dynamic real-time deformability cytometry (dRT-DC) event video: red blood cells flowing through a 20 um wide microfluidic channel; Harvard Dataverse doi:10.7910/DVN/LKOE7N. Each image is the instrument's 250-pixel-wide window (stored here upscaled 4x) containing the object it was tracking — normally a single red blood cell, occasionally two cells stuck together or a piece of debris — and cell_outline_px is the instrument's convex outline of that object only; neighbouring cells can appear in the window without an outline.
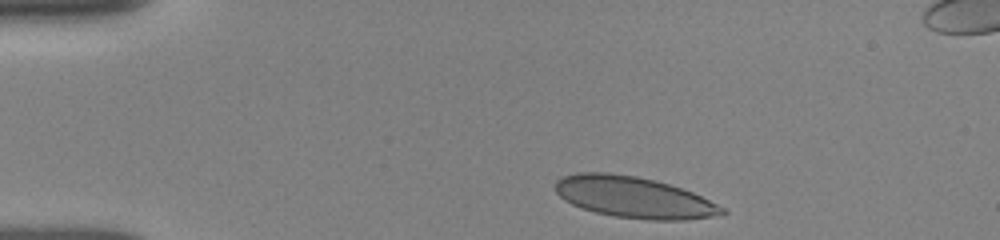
{"species": "human", "species_latin": "Homo sapiens", "temperature_condition": "room temperature", "stored_images_in_passage": 8, "camera_frame_rate_fps": 3000, "um_per_image_px": 0.085, "donor": {"sex": "female"}, "frame": {"image": 1, "passage_image": 1, "time_ms": 0.0, "image_size_px": [1000, 240], "cell_outline_px": [[728, 212], [712, 216], [688, 220], [648, 220], [616, 216], [596, 212], [580, 208], [564, 200], [556, 192], [556, 180], [560, 176], [576, 172], [608, 172], [636, 176], [656, 180], [692, 192], [724, 208]], "centroid_in_image_um": [53.83, 16.76], "position_along_channel_um": 31.2, "area_um2": 40.0}}
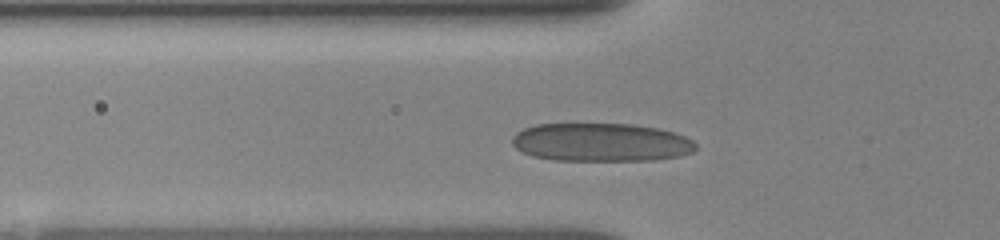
{"frame": {"image": 2, "passage_image": 6, "time_ms": 2.667, "image_size_px": [1000, 240], "cell_outline_px": [[696, 148], [692, 152], [680, 156], [652, 160], [552, 160], [532, 156], [516, 148], [512, 144], [512, 136], [516, 132], [524, 128], [536, 124], [632, 124], [656, 128], [672, 132], [684, 136], [692, 140], [696, 144]], "centroid_in_image_um": [51.06, 12.1], "position_along_channel_um": 74.7, "area_um2": 40.98}}
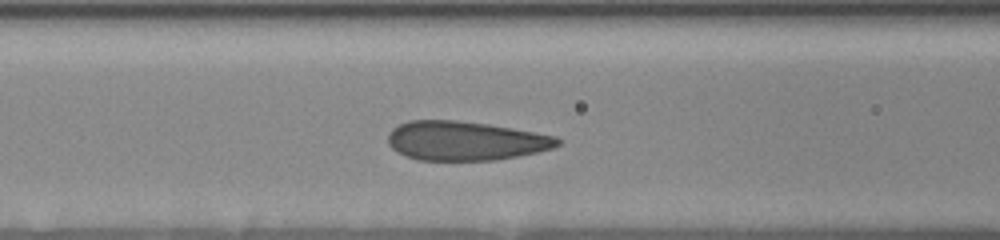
{"frame": {"image": 3, "passage_image": 8, "time_ms": 4.0, "image_size_px": [1000, 240], "cell_outline_px": [[560, 144], [552, 148], [536, 152], [496, 160], [416, 160], [404, 156], [396, 152], [388, 144], [388, 132], [392, 128], [408, 120], [456, 120], [488, 124], [512, 128], [556, 136], [560, 140]], "centroid_in_image_um": [39.5, 11.97], "position_along_channel_um": 127.1, "area_um2": 38.78}}